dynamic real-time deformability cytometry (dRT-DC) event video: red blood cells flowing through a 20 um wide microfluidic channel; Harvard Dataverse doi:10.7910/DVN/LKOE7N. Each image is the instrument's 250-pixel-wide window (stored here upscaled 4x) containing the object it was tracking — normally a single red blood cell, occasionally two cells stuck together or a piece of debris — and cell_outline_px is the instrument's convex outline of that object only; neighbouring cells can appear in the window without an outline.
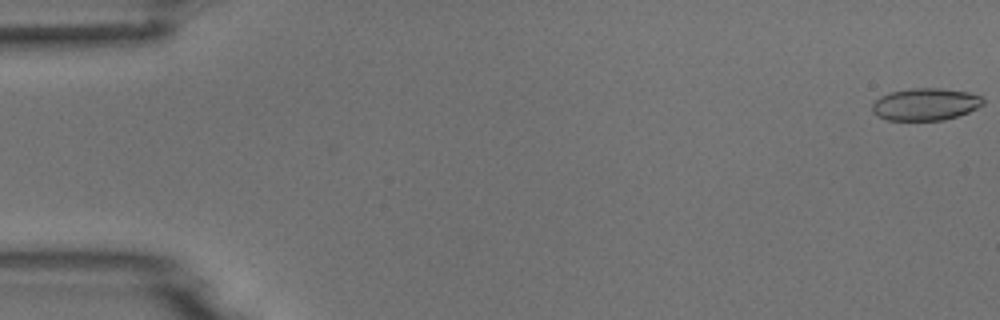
{"species": "common noctule bat (a hibernating species)", "species_latin": "Nyctalus noctula", "temperature_condition": "room temperature", "stored_images_in_passage": 6, "camera_frame_rate_fps": 3000, "um_per_image_px": 0.085, "animal": {"sex": "male", "body_mass_g": 18.8}, "frame": {"image": 1, "passage_image": 1, "time_ms": 0.0, "image_size_px": [1000, 320], "cell_outline_px": [[984, 104], [968, 112], [944, 120], [888, 120], [872, 112], [872, 104], [880, 96], [892, 92], [912, 88], [940, 88], [968, 92], [980, 96], [984, 100]], "centroid_in_image_um": [78.67, 8.86], "position_along_channel_um": 6.3, "area_um2": 20.63}}
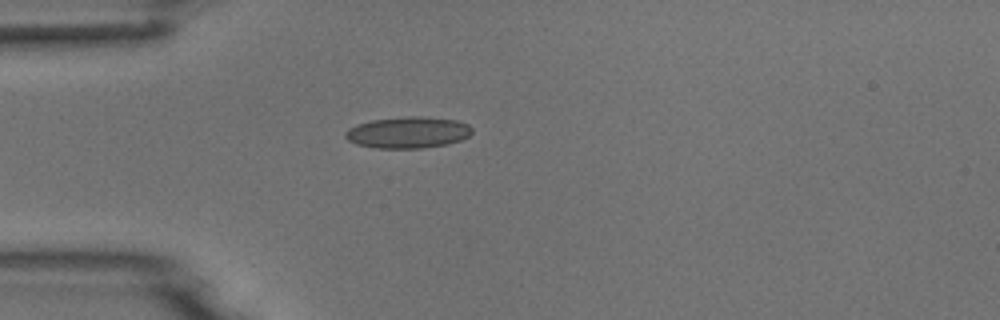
{"frame": {"image": 2, "passage_image": 5, "time_ms": 4.667, "image_size_px": [1000, 320], "cell_outline_px": [[472, 132], [468, 136], [460, 140], [448, 144], [424, 148], [376, 148], [356, 144], [348, 140], [344, 136], [344, 132], [348, 128], [356, 124], [372, 120], [408, 116], [420, 116], [456, 120], [468, 124], [472, 128]], "centroid_in_image_um": [34.66, 11.26], "position_along_channel_um": 50.3, "area_um2": 23.29}}